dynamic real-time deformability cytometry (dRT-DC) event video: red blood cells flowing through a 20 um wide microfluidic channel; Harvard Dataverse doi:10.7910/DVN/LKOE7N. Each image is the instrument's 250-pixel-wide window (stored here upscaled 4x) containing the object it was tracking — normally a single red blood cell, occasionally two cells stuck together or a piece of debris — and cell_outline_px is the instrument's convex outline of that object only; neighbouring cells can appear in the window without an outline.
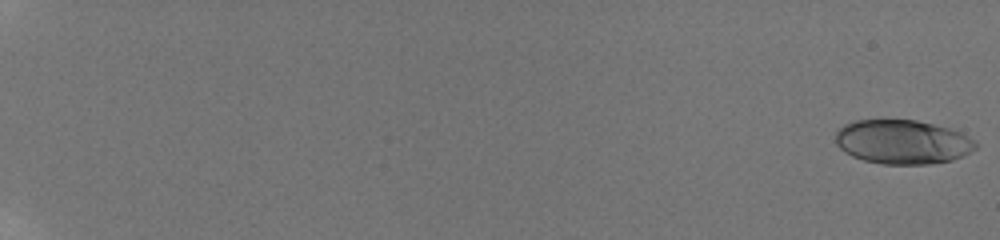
{"species": "human", "species_latin": "Homo sapiens", "temperature_condition": "room temperature", "stored_images_in_passage": 50, "camera_frame_rate_fps": 3000, "um_per_image_px": 0.085, "donor": {"sex": "male"}, "frame": {"image": 1, "passage_image": 1, "time_ms": 0.0, "image_size_px": [1000, 240], "cell_outline_px": [[976, 148], [952, 160], [928, 164], [884, 164], [864, 160], [852, 156], [844, 152], [836, 144], [836, 132], [844, 124], [856, 120], [916, 120], [948, 128], [960, 132], [976, 140]], "centroid_in_image_um": [76.69, 12.06], "position_along_channel_um": 8.3, "area_um2": 35.84}}
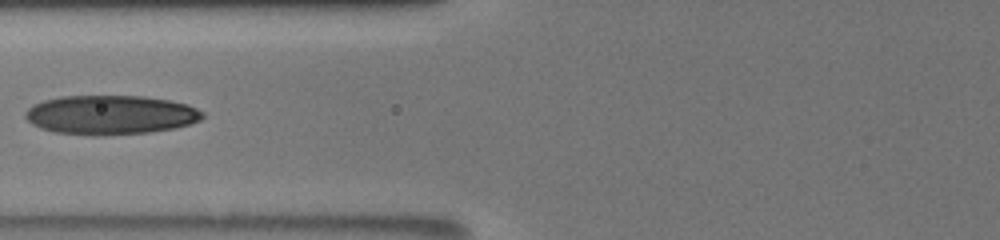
{"frame": {"image": 2, "passage_image": 43, "time_ms": 9.333, "image_size_px": [1000, 240], "cell_outline_px": [[204, 116], [200, 120], [176, 128], [148, 132], [96, 136], [92, 136], [56, 132], [40, 128], [32, 124], [24, 116], [24, 112], [32, 104], [44, 100], [60, 96], [144, 96], [168, 100], [188, 104], [204, 112]], "centroid_in_image_um": [9.37, 9.76], "position_along_channel_um": 116.4, "area_um2": 40.69}}
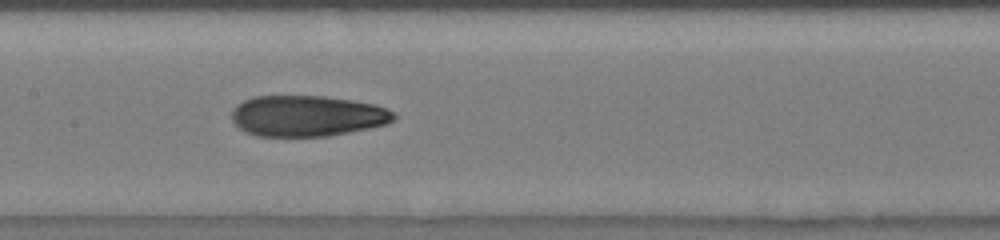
{"frame": {"image": 3, "passage_image": 48, "time_ms": 11.0, "image_size_px": [1000, 240], "cell_outline_px": [[396, 120], [388, 124], [328, 136], [256, 136], [244, 132], [232, 120], [232, 108], [236, 104], [252, 96], [324, 96], [352, 100], [376, 104], [388, 108], [396, 112]], "centroid_in_image_um": [26.13, 9.84], "position_along_channel_um": 181.3, "area_um2": 39.07}}